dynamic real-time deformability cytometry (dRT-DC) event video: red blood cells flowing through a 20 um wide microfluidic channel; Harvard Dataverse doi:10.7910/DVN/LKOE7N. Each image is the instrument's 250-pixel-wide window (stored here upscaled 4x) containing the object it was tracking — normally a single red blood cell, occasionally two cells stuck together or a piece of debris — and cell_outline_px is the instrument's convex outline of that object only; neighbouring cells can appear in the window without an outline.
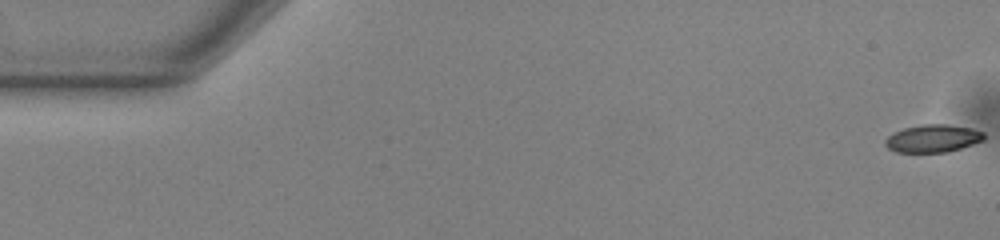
{"species": "common noctule bat (a hibernating species)", "species_latin": "Nyctalus noctula", "temperature_condition": "warm", "stored_images_in_passage": 41, "camera_frame_rate_fps": 3000, "um_per_image_px": 0.085, "animal": {"sex": "male", "body_mass_g": 13.0, "forearm_length_mm": 53.1}, "frame": {"image": 1, "passage_image": 1, "time_ms": 0.0, "image_size_px": [1000, 240], "cell_outline_px": [[984, 140], [948, 152], [896, 152], [888, 148], [884, 144], [884, 140], [888, 136], [904, 128], [924, 124], [948, 124], [972, 128], [984, 132]], "centroid_in_image_um": [79.3, 11.76], "position_along_channel_um": 5.7, "area_um2": 15.9}}
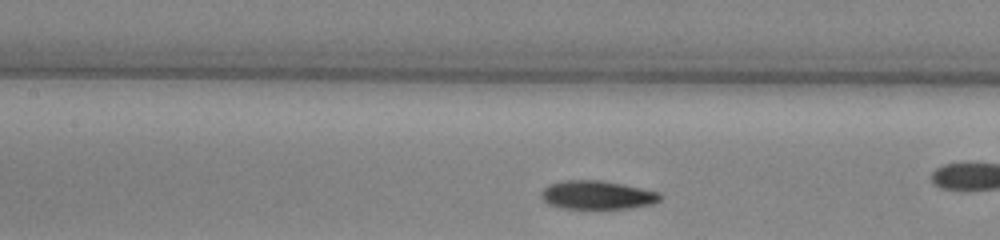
{"frame": {"image": 2, "passage_image": 22, "time_ms": 7.0, "image_size_px": [1000, 240], "cell_outline_px": [[664, 196], [660, 200], [652, 204], [632, 208], [560, 208], [548, 204], [540, 196], [540, 192], [548, 184], [560, 180], [600, 180], [624, 184], [660, 192]], "centroid_in_image_um": [50.76, 16.56], "position_along_channel_um": 156.6, "area_um2": 20.06}}
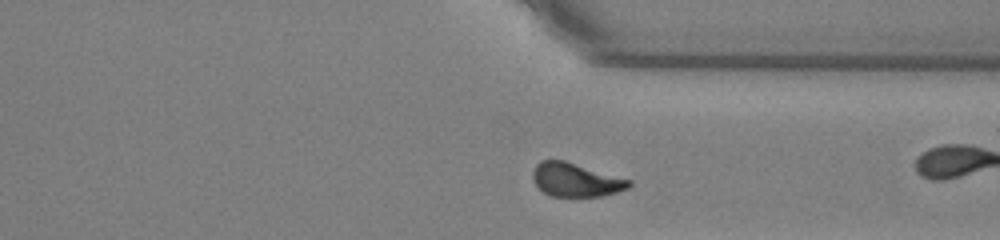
{"frame": {"image": 3, "passage_image": 38, "time_ms": 12.333, "image_size_px": [1000, 240], "cell_outline_px": [[632, 184], [628, 188], [616, 192], [600, 196], [552, 196], [544, 192], [536, 184], [532, 176], [532, 172], [536, 164], [540, 160], [564, 160], [632, 180]], "centroid_in_image_um": [48.94, 15.27], "position_along_channel_um": 362.5, "area_um2": 18.73}, "authors_computed_cell_mechanics": {"area_um2": 19.0162, "velocity_mm_per_s": 3.8641, "shape_relaxation_time_tau1_ms": 3.2694, "shape_relaxation_time_tau2_ms": 2.2209, "deformation_change_tau1": 0.1432, "deformation_change_tau2": 0.0845}}